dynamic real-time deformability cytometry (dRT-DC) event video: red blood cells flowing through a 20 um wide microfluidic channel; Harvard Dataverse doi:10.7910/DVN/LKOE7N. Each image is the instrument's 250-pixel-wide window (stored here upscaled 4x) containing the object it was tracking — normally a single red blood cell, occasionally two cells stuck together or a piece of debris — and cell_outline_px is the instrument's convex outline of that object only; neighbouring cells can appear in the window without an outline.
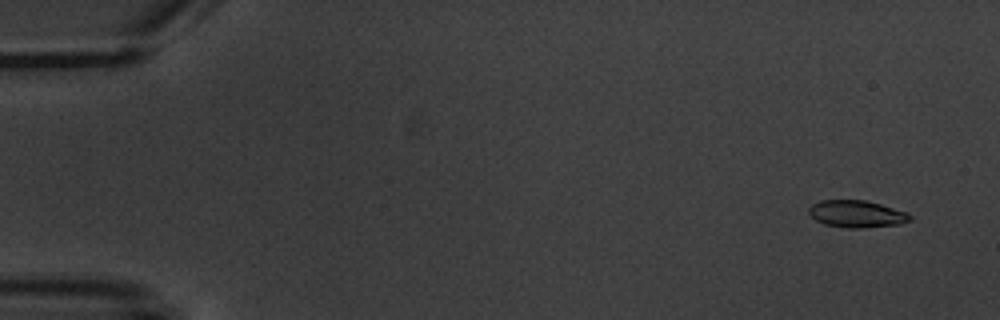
{"species": "common noctule bat (a hibernating species)", "species_latin": "Nyctalus noctula", "temperature_condition": "warm", "stored_images_in_passage": 4, "camera_frame_rate_fps": 3000, "um_per_image_px": 0.085, "animal": {"sex": "male", "body_mass_g": 20.1, "forearm_length_mm": 53.5}, "frame": {"image": 1, "passage_image": 1, "time_ms": 0.0, "image_size_px": [1000, 320], "cell_outline_px": [[912, 220], [900, 224], [860, 228], [848, 228], [824, 224], [816, 220], [808, 212], [808, 208], [812, 204], [820, 200], [864, 200], [880, 204], [908, 212], [912, 216]], "centroid_in_image_um": [72.83, 18.18], "position_along_channel_um": 12.2, "area_um2": 16.01}}
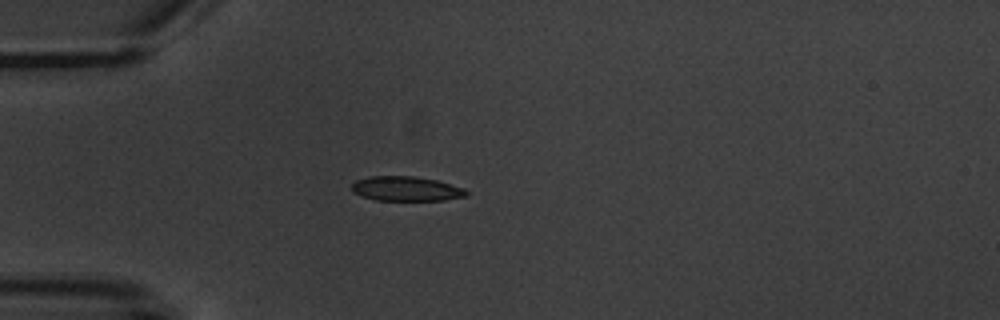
{"frame": {"image": 2, "passage_image": 4, "time_ms": 4.333, "image_size_px": [1000, 320], "cell_outline_px": [[468, 196], [444, 200], [376, 200], [360, 196], [352, 192], [352, 184], [356, 180], [368, 176], [412, 176], [436, 180], [464, 188], [468, 192]], "centroid_in_image_um": [34.5, 16.04], "position_along_channel_um": 50.5, "area_um2": 16.47}}